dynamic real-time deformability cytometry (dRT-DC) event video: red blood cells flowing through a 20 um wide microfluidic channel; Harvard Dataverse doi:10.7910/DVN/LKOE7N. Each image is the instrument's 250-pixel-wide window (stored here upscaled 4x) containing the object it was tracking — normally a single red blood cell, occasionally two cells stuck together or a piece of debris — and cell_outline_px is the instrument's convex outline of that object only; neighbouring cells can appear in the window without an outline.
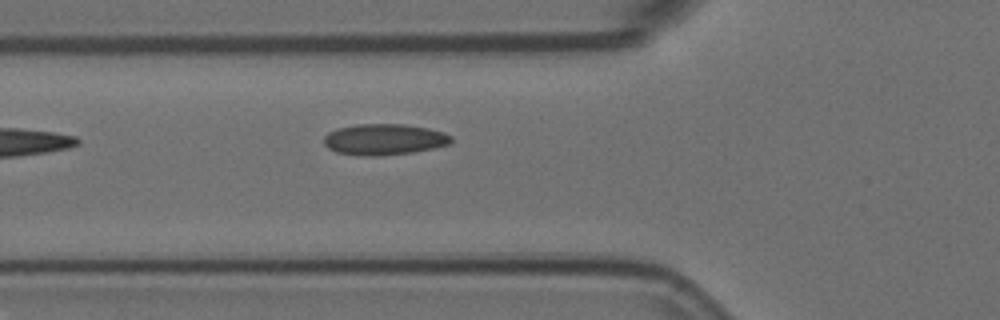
{"species": "Egyptian fruit bat (a non-hibernating species)", "species_latin": "Rousettus aegyptiacus", "temperature_condition": "room temperature", "stored_images_in_passage": 7, "camera_frame_rate_fps": 3000, "um_per_image_px": 0.085, "animal": {"sex": "female"}, "frame": {"image": 1, "passage_image": 7, "time_ms": 2.0, "image_size_px": [1000, 320], "cell_outline_px": [[452, 140], [448, 144], [432, 148], [412, 152], [372, 156], [368, 156], [336, 152], [328, 148], [324, 144], [324, 136], [328, 132], [336, 128], [356, 124], [404, 124], [428, 128], [444, 132], [452, 136]], "centroid_in_image_um": [32.63, 11.83], "position_along_channel_um": 93.2, "area_um2": 22.95}}